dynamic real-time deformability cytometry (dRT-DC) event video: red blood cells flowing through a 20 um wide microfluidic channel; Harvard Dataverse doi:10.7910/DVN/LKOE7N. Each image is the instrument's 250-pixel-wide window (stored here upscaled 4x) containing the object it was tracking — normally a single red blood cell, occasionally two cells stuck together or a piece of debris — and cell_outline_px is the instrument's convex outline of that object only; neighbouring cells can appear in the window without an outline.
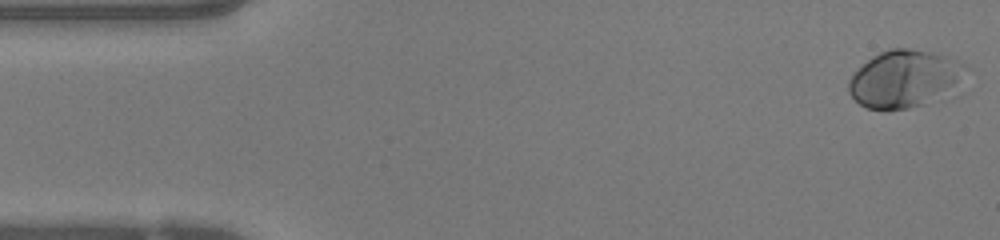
{"species": "human", "species_latin": "Homo sapiens", "temperature_condition": "warm", "stored_images_in_passage": 48, "camera_frame_rate_fps": 3000, "um_per_image_px": 0.085, "donor": {"sex": "female"}, "frame": {"image": 1, "passage_image": 1, "time_ms": 0.0, "image_size_px": [1000, 240], "cell_outline_px": [[968, 68], [940, 100], [908, 108], [888, 112], [884, 112], [868, 108], [860, 104], [848, 92], [848, 80], [872, 56], [888, 48], [908, 48], [940, 52], [964, 64]], "centroid_in_image_um": [76.86, 6.71], "position_along_channel_um": 8.1, "area_um2": 39.25}}
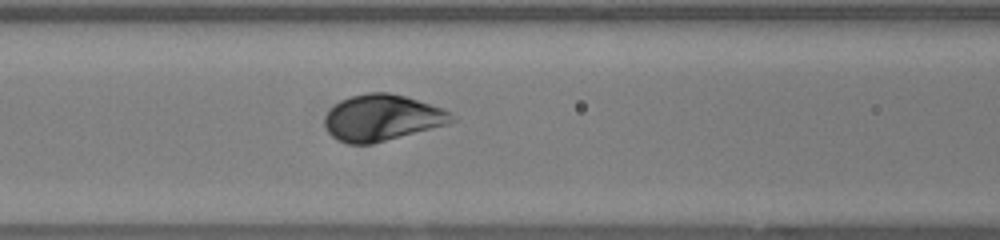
{"frame": {"image": 2, "passage_image": 19, "time_ms": 6.0, "image_size_px": [1000, 240], "cell_outline_px": [[456, 120], [448, 124], [372, 144], [348, 144], [332, 136], [328, 132], [324, 124], [324, 116], [340, 100], [352, 96], [368, 92], [388, 92], [404, 96], [444, 108], [452, 112], [456, 116]], "centroid_in_image_um": [32.51, 10.01], "position_along_channel_um": 134.1, "area_um2": 34.22}}
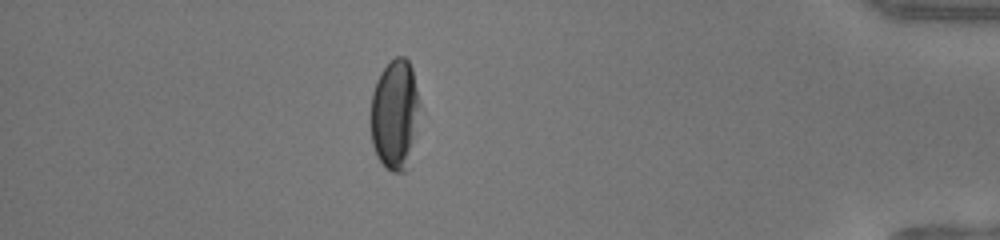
{"frame": {"image": 3, "passage_image": 42, "time_ms": 13.667, "image_size_px": [1000, 240], "cell_outline_px": [[420, 108], [404, 172], [392, 172], [376, 156], [372, 144], [372, 92], [376, 80], [384, 68], [396, 56], [404, 56], [408, 60], [412, 68], [420, 104]], "centroid_in_image_um": [33.55, 9.66], "position_along_channel_um": 401.7, "area_um2": 30.52}, "authors_computed_cell_mechanics": {"area_um2": 34.68, "velocity_mm_per_s": 4.1441, "shape_relaxation_time_tau1_ms": 4.9093, "shape_relaxation_time_tau2_ms": null, "deformation_change_tau1": 0.2373, "deformation_change_tau2": null}}